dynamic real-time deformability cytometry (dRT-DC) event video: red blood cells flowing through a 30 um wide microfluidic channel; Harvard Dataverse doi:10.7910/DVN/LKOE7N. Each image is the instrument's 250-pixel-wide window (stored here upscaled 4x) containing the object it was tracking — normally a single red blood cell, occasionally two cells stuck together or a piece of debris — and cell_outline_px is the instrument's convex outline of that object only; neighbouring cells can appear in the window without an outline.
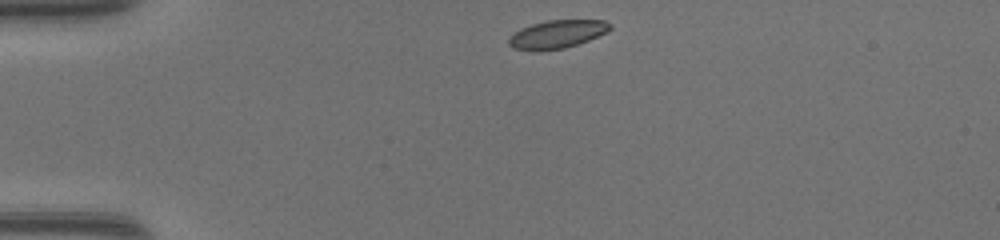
{"species": "common noctule bat (a hibernating species)", "species_latin": "Nyctalus noctula", "temperature_condition": "warm", "stored_images_in_passage": 38, "camera_frame_rate_fps": 3000, "um_per_image_px": 0.085, "animal": {"sex": "female", "body_mass_g": 17.0, "forearm_length_mm": 48.0}, "frame": {"image": 1, "passage_image": 1, "time_ms": 0.0, "image_size_px": [1000, 240], "cell_outline_px": [[612, 28], [608, 32], [588, 40], [564, 48], [540, 52], [532, 52], [512, 48], [508, 44], [508, 40], [520, 28], [532, 24], [548, 20], [604, 20], [612, 24]], "centroid_in_image_um": [47.35, 2.92], "position_along_channel_um": 37.7, "area_um2": 16.82}}
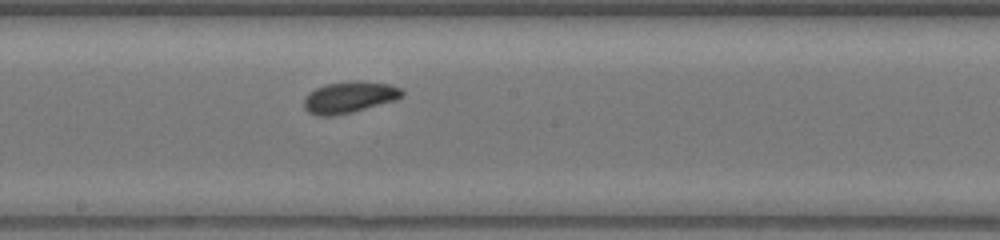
{"frame": {"image": 2, "passage_image": 17, "time_ms": 5.333, "image_size_px": [1000, 240], "cell_outline_px": [[404, 96], [396, 100], [352, 112], [336, 116], [316, 116], [308, 112], [304, 108], [304, 96], [308, 92], [316, 88], [328, 84], [356, 80], [360, 80], [388, 84], [400, 88], [404, 92]], "centroid_in_image_um": [29.68, 8.27], "position_along_channel_um": 218.5, "area_um2": 18.15}}
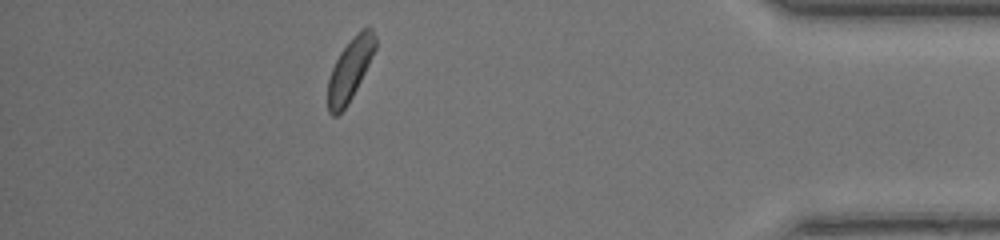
{"frame": {"image": 3, "passage_image": 33, "time_ms": 10.667, "image_size_px": [1000, 240], "cell_outline_px": [[376, 48], [348, 104], [336, 116], [332, 116], [328, 112], [328, 80], [332, 68], [340, 52], [356, 32], [364, 28], [372, 28], [376, 36]], "centroid_in_image_um": [29.74, 5.9], "position_along_channel_um": 405.5, "area_um2": 16.82}, "authors_computed_cell_mechanics": {"area_um2": 17.2244, "velocity_mm_per_s": 4.3009, "shape_relaxation_time_tau1_ms": 1.6536, "shape_relaxation_time_tau2_ms": 4.3821, "deformation_change_tau1": 0.0497, "deformation_change_tau2": 0.1093}}